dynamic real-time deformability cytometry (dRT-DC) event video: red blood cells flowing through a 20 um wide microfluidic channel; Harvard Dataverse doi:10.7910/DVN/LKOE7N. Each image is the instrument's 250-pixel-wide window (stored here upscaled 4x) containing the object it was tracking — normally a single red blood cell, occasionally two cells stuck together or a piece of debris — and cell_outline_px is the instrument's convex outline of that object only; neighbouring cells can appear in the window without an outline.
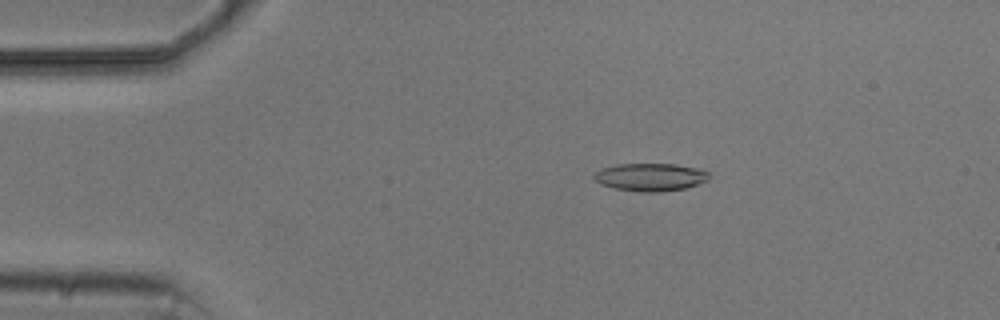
{"species": "common noctule bat (a hibernating species)", "species_latin": "Nyctalus noctula", "temperature_condition": "cold", "stored_images_in_passage": 4, "camera_frame_rate_fps": 3000, "um_per_image_px": 0.085, "animal": {"sex": "male", "body_mass_g": 20.5, "forearm_length_mm": 52.5}, "frame": {"image": 1, "passage_image": 2, "time_ms": 1.333, "image_size_px": [1000, 320], "cell_outline_px": [[708, 180], [684, 188], [660, 192], [644, 192], [616, 188], [600, 184], [592, 176], [600, 168], [616, 164], [676, 164], [700, 168], [708, 172]], "centroid_in_image_um": [55.27, 15.04], "position_along_channel_um": 29.7, "area_um2": 18.55}}
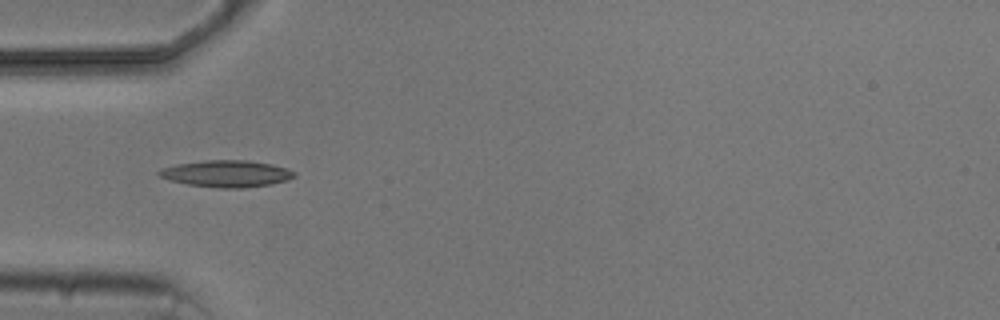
{"frame": {"image": 2, "passage_image": 4, "time_ms": 3.667, "image_size_px": [1000, 320], "cell_outline_px": [[296, 176], [288, 180], [272, 184], [244, 188], [220, 188], [188, 184], [172, 180], [160, 176], [156, 172], [164, 168], [176, 164], [204, 160], [248, 160], [272, 164], [296, 172]], "centroid_in_image_um": [19.3, 14.76], "position_along_channel_um": 65.7, "area_um2": 20.98}}